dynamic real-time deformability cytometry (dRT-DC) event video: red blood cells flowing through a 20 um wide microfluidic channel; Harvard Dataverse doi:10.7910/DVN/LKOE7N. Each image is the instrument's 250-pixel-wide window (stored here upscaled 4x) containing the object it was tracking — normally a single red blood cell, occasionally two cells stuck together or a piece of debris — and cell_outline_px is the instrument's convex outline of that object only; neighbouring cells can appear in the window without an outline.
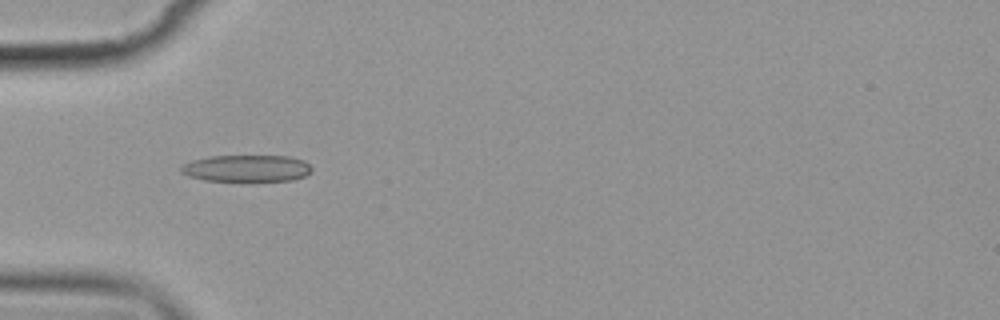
{"species": "common noctule bat (a hibernating species)", "species_latin": "Nyctalus noctula", "temperature_condition": "cold", "stored_images_in_passage": 5, "camera_frame_rate_fps": 3000, "um_per_image_px": 0.085, "animal": {"sex": "female", "body_mass_g": 19.9}, "frame": {"image": 1, "passage_image": 4, "time_ms": 4.667, "image_size_px": [1000, 320], "cell_outline_px": [[312, 172], [304, 176], [292, 180], [204, 180], [188, 176], [180, 172], [180, 168], [184, 164], [192, 160], [212, 156], [288, 156], [304, 160], [312, 168]], "centroid_in_image_um": [20.97, 14.3], "position_along_channel_um": 64.0, "area_um2": 20.17}}
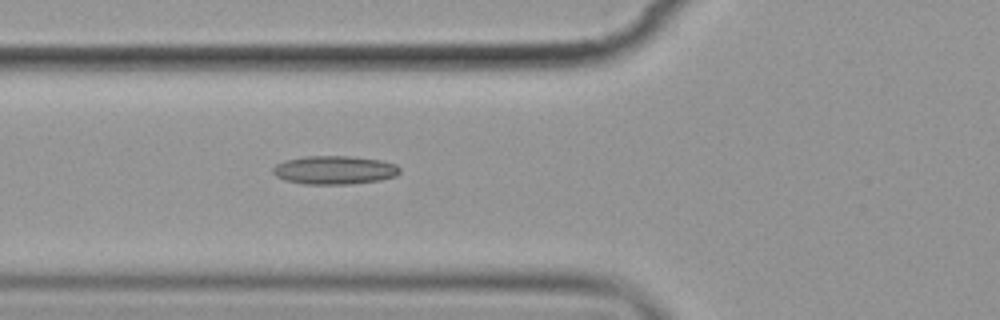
{"frame": {"image": 2, "passage_image": 5, "time_ms": 5.667, "image_size_px": [1000, 320], "cell_outline_px": [[400, 172], [396, 176], [380, 180], [352, 184], [304, 184], [284, 180], [276, 176], [272, 172], [272, 168], [276, 164], [284, 160], [304, 156], [352, 156], [380, 160], [396, 164], [400, 168]], "centroid_in_image_um": [28.42, 14.45], "position_along_channel_um": 97.4, "area_um2": 21.27}}